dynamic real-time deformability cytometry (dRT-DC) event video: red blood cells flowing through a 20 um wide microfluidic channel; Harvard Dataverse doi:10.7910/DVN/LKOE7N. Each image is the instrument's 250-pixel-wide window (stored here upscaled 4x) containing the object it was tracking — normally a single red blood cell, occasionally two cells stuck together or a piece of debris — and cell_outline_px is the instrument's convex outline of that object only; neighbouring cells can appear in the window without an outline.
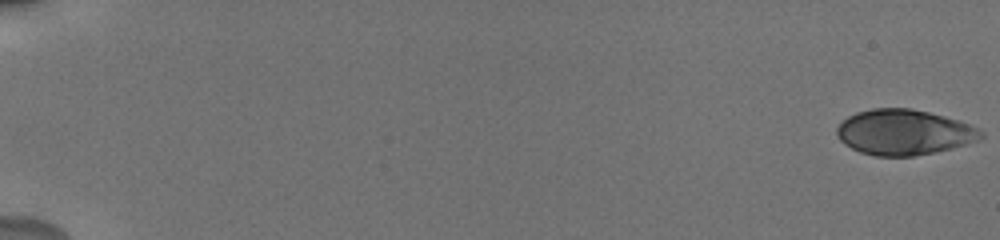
{"species": "human", "species_latin": "Homo sapiens", "temperature_condition": "cold", "stored_images_in_passage": 50, "camera_frame_rate_fps": 3000, "um_per_image_px": 0.085, "donor": {"sex": "male"}, "frame": {"image": 1, "passage_image": 1, "time_ms": 0.0, "image_size_px": [1000, 240], "cell_outline_px": [[984, 136], [976, 140], [952, 148], [912, 156], [876, 156], [860, 152], [844, 144], [836, 136], [836, 128], [848, 116], [856, 112], [872, 108], [912, 108], [944, 116], [968, 124], [984, 132]], "centroid_in_image_um": [76.79, 11.23], "position_along_channel_um": 8.2, "area_um2": 37.86}}
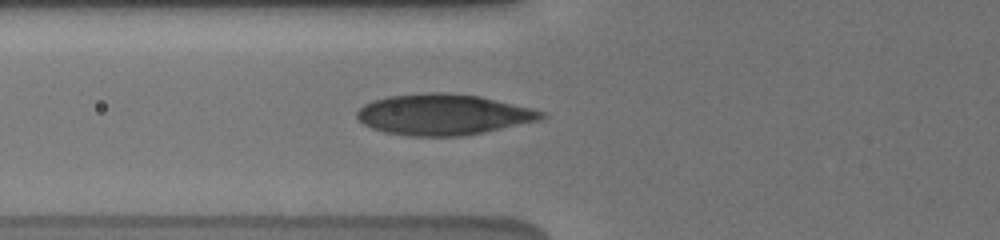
{"frame": {"image": 2, "passage_image": 32, "time_ms": 7.333, "image_size_px": [1000, 240], "cell_outline_px": [[548, 116], [540, 120], [484, 132], [464, 136], [412, 136], [388, 132], [372, 128], [364, 124], [356, 116], [356, 112], [364, 104], [372, 100], [388, 96], [424, 92], [444, 92], [480, 96], [532, 108], [548, 112]], "centroid_in_image_um": [37.71, 9.72], "position_along_channel_um": 88.1, "area_um2": 44.04}}
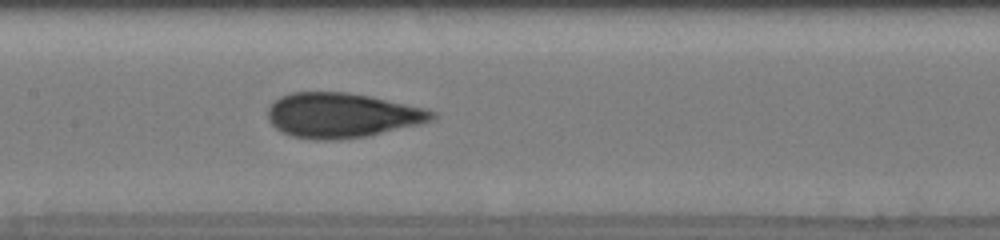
{"frame": {"image": 3, "passage_image": 47, "time_ms": 9.667, "image_size_px": [1000, 240], "cell_outline_px": [[436, 120], [420, 124], [368, 136], [340, 140], [312, 140], [292, 136], [276, 128], [268, 120], [268, 108], [272, 100], [280, 96], [292, 92], [348, 92], [372, 96], [428, 108], [436, 112]], "centroid_in_image_um": [29.1, 9.79], "position_along_channel_um": 178.3, "area_um2": 43.58}}